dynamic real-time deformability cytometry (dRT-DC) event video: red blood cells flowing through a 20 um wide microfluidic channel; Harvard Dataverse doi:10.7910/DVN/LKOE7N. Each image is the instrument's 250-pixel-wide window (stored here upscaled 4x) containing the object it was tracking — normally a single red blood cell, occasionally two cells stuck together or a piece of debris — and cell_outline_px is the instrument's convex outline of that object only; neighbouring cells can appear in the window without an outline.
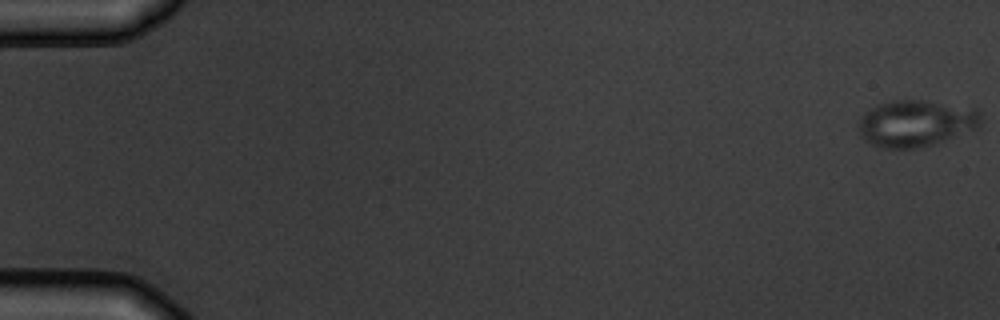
{"species": "common noctule bat (a hibernating species)", "species_latin": "Nyctalus noctula", "temperature_condition": "warm", "stored_images_in_passage": 5, "camera_frame_rate_fps": 3000, "um_per_image_px": 0.085, "animal": {"sex": "male", "body_mass_g": 19.5, "forearm_length_mm": 54.6}, "frame": {"image": 1, "passage_image": 1, "time_ms": 0.0, "image_size_px": [1000, 320], "cell_outline_px": [[980, 124], [972, 128], [944, 140], [932, 144], [916, 148], [884, 148], [872, 144], [864, 140], [860, 136], [856, 124], [876, 104], [892, 100], [920, 100], [976, 108], [980, 112]], "centroid_in_image_um": [77.78, 10.47], "position_along_channel_um": 7.2, "area_um2": 32.66}}